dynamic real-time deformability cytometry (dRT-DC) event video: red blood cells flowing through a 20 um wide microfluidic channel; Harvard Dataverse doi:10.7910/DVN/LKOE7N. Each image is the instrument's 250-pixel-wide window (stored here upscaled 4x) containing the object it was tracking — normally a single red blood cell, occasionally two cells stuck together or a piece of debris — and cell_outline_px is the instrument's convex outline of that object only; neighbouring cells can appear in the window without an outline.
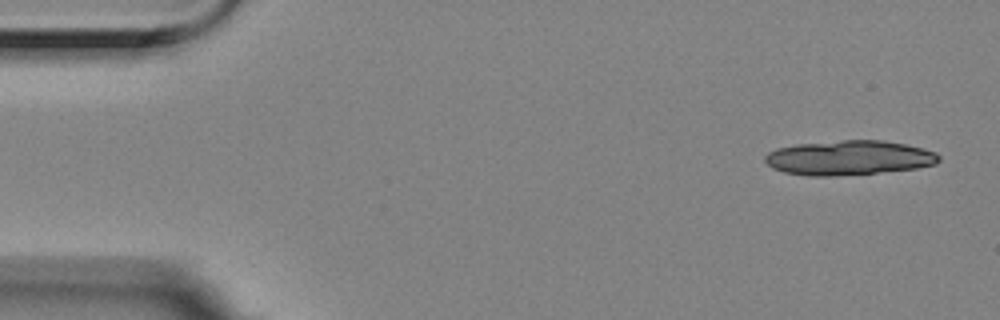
{"species": "Egyptian fruit bat (a non-hibernating species)", "species_latin": "Rousettus aegyptiacus", "temperature_condition": "room temperature", "stored_images_in_passage": 8, "camera_frame_rate_fps": 3000, "um_per_image_px": 0.085, "animal": {"sex": "female"}, "frame": {"image": 1, "passage_image": 1, "time_ms": 0.0, "image_size_px": [1000, 320], "cell_outline_px": [[940, 160], [936, 164], [916, 168], [876, 172], [832, 176], [808, 176], [784, 172], [772, 168], [764, 160], [764, 156], [768, 152], [776, 148], [796, 144], [840, 140], [884, 140], [904, 144], [936, 152], [940, 156]], "centroid_in_image_um": [72.12, 13.4], "position_along_channel_um": 12.9, "area_um2": 34.97}}
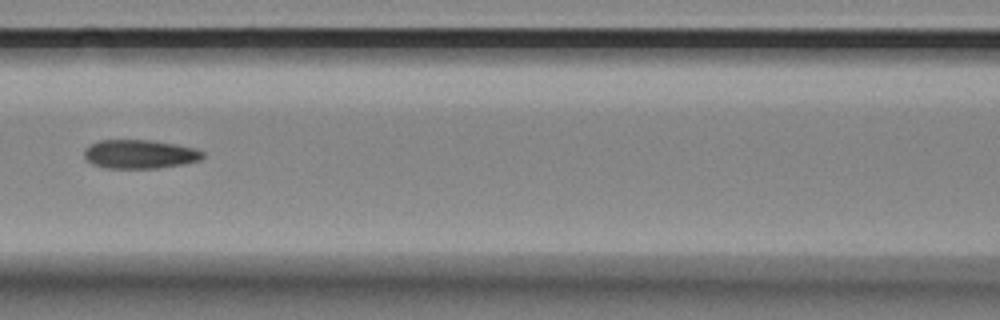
{"frame": {"image": 2, "passage_image": 6, "time_ms": 1.667, "image_size_px": [1000, 320], "cell_outline_px": [[204, 156], [200, 160], [184, 164], [156, 168], [104, 168], [92, 164], [84, 160], [84, 148], [100, 140], [148, 140], [176, 144], [196, 148], [204, 152]], "centroid_in_image_um": [11.86, 13.11], "position_along_channel_um": 154.7, "area_um2": 20.06}}
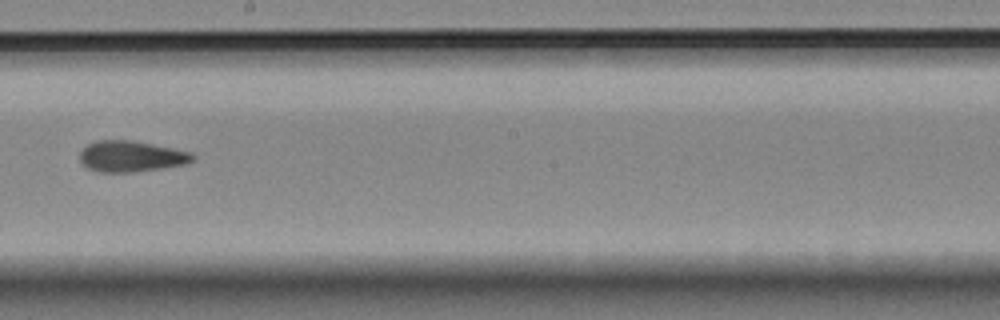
{"frame": {"image": 3, "passage_image": 8, "time_ms": 2.333, "image_size_px": [1000, 320], "cell_outline_px": [[196, 156], [192, 160], [184, 164], [164, 168], [132, 172], [100, 172], [88, 168], [80, 160], [80, 152], [88, 144], [96, 140], [128, 140], [172, 148], [192, 152]], "centroid_in_image_um": [11.14, 13.29], "position_along_channel_um": 237.1, "area_um2": 20.17}}